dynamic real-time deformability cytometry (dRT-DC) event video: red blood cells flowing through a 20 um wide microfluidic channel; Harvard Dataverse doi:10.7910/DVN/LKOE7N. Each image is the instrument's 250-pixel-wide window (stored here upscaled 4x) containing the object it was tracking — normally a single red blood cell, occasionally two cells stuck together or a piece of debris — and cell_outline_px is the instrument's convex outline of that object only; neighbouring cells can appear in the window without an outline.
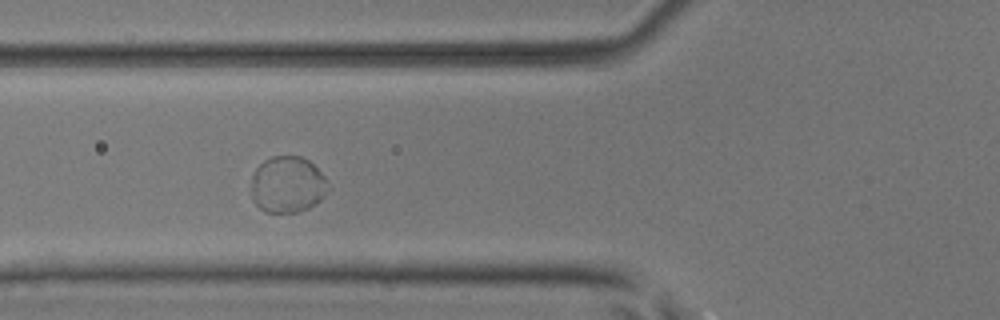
{"species": "common noctule bat (a hibernating species)", "species_latin": "Nyctalus noctula", "temperature_condition": "room temperature", "stored_images_in_passage": 6, "camera_frame_rate_fps": 3000, "um_per_image_px": 0.085, "animal": {"sex": "male", "body_mass_g": 17.9, "forearm_length_mm": 54.2}, "frame": {"image": 1, "passage_image": 4, "time_ms": 1.0, "image_size_px": [1000, 320], "cell_outline_px": [[328, 192], [320, 200], [308, 208], [300, 212], [264, 212], [252, 200], [252, 176], [256, 168], [264, 160], [272, 156], [300, 156], [308, 160], [324, 176]], "centroid_in_image_um": [24.42, 15.69], "position_along_channel_um": 101.4, "area_um2": 25.14}}
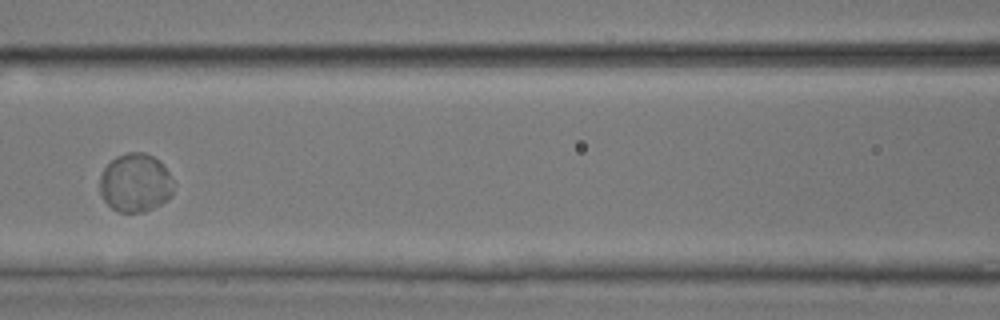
{"frame": {"image": 2, "passage_image": 5, "time_ms": 1.333, "image_size_px": [1000, 320], "cell_outline_px": [[172, 192], [160, 204], [144, 212], [116, 212], [104, 200], [100, 192], [100, 176], [104, 168], [116, 156], [128, 152], [144, 152], [152, 156], [168, 172], [172, 180]], "centroid_in_image_um": [11.45, 15.54], "position_along_channel_um": 155.1, "area_um2": 24.74}}